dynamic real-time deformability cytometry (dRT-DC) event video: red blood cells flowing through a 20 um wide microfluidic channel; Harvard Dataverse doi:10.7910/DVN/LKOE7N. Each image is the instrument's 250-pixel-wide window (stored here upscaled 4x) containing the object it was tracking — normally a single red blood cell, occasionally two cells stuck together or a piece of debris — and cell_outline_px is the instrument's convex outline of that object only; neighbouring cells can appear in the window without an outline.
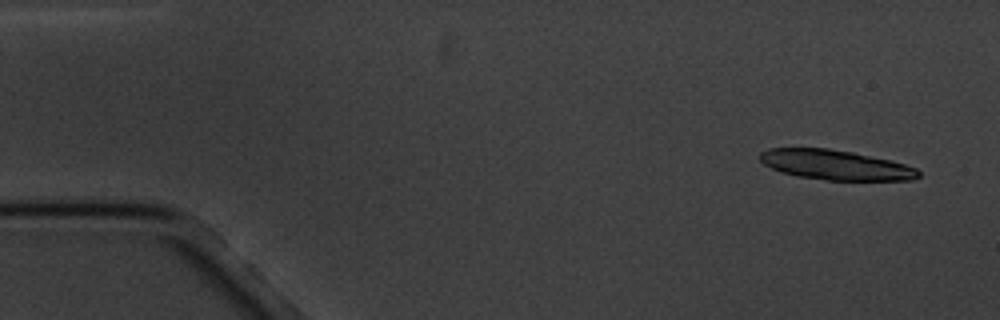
{"species": "common noctule bat (a hibernating species)", "species_latin": "Nyctalus noctula", "temperature_condition": "cold", "stored_images_in_passage": 6, "camera_frame_rate_fps": 3000, "um_per_image_px": 0.085, "animal": {"sex": "male", "body_mass_g": 20.1, "forearm_length_mm": 53.5}, "frame": {"image": 1, "passage_image": 1, "time_ms": 0.0, "image_size_px": [1000, 320], "cell_outline_px": [[920, 176], [912, 180], [824, 180], [796, 176], [780, 172], [764, 164], [760, 160], [760, 152], [768, 148], [828, 148], [852, 152], [888, 160], [904, 164], [916, 168], [920, 172]], "centroid_in_image_um": [70.99, 14.02], "position_along_channel_um": 14.0, "area_um2": 27.51}}